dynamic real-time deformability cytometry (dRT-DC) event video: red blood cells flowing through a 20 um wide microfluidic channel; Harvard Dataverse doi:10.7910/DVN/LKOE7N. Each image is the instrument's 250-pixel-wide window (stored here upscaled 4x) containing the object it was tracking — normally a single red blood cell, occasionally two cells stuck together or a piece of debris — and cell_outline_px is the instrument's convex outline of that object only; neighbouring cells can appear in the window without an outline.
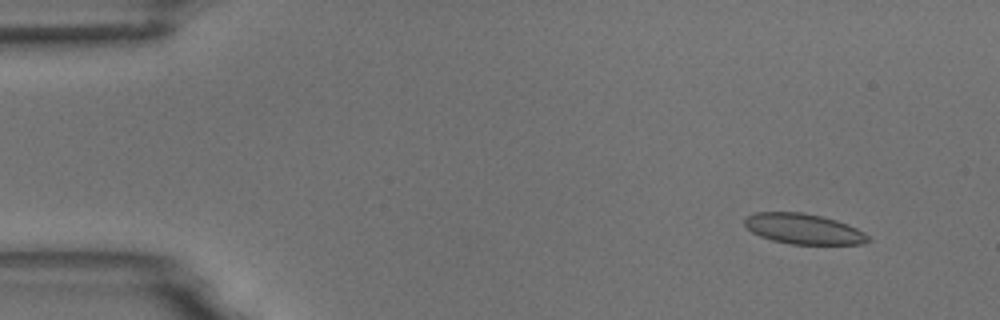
{"species": "common noctule bat (a hibernating species)", "species_latin": "Nyctalus noctula", "temperature_condition": "room temperature", "stored_images_in_passage": 5, "camera_frame_rate_fps": 3000, "um_per_image_px": 0.085, "animal": {"sex": "male", "body_mass_g": 18.8}, "frame": {"image": 1, "passage_image": 2, "time_ms": 1.0, "image_size_px": [1000, 320], "cell_outline_px": [[872, 240], [864, 244], [792, 244], [772, 240], [760, 236], [752, 232], [744, 224], [744, 220], [748, 216], [756, 212], [804, 212], [836, 220], [848, 224], [864, 232]], "centroid_in_image_um": [68.32, 19.46], "position_along_channel_um": 16.7, "area_um2": 21.85}}
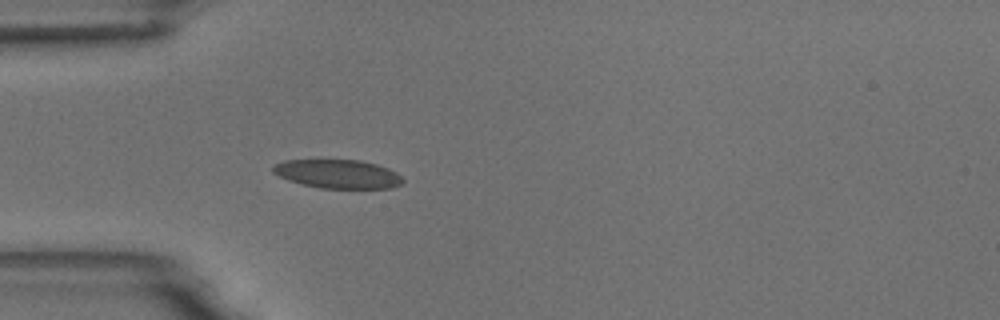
{"frame": {"image": 2, "passage_image": 5, "time_ms": 4.667, "image_size_px": [1000, 320], "cell_outline_px": [[404, 180], [400, 184], [392, 188], [320, 188], [288, 180], [272, 172], [272, 168], [276, 164], [284, 160], [360, 160], [376, 164], [388, 168], [396, 172]], "centroid_in_image_um": [28.72, 14.78], "position_along_channel_um": 56.3, "area_um2": 21.56}}